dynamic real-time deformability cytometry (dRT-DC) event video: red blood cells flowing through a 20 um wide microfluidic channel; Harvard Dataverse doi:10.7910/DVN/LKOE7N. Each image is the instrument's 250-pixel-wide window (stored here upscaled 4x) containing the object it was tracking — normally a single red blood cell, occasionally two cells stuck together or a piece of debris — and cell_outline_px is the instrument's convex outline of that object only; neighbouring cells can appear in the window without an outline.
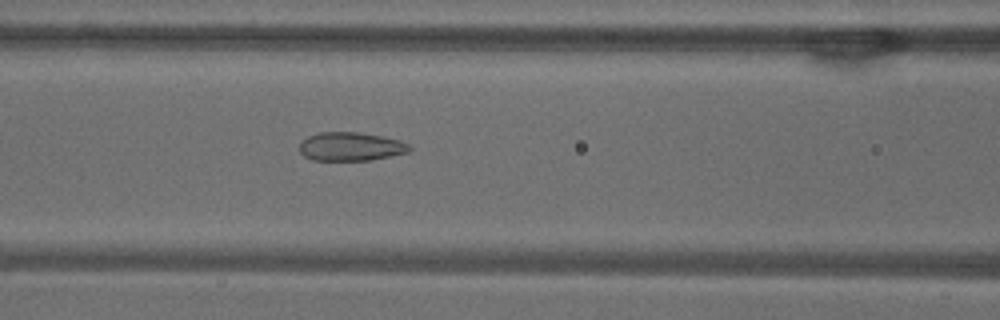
{"species": "common noctule bat (a hibernating species)", "species_latin": "Nyctalus noctula", "temperature_condition": "warm", "stored_images_in_passage": 52, "camera_frame_rate_fps": 3000, "um_per_image_px": 0.085, "animal": {"sex": "male", "body_mass_g": 18.8}, "frame": {"image": 1, "passage_image": 22, "time_ms": 7.0, "image_size_px": [1000, 320], "cell_outline_px": [[412, 148], [408, 152], [372, 160], [312, 160], [304, 156], [300, 152], [300, 140], [308, 136], [320, 132], [356, 132], [380, 136], [400, 140], [408, 144]], "centroid_in_image_um": [29.79, 12.46], "position_along_channel_um": 136.8, "area_um2": 18.32}}
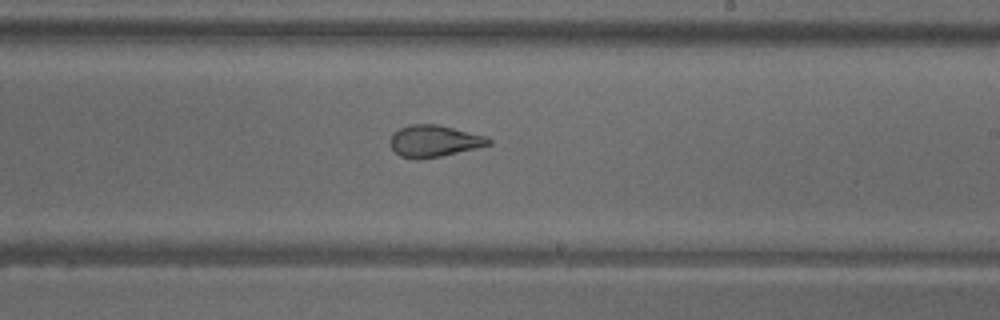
{"frame": {"image": 2, "passage_image": 31, "time_ms": 10.0, "image_size_px": [1000, 320], "cell_outline_px": [[492, 144], [476, 148], [440, 156], [416, 160], [400, 156], [388, 144], [388, 140], [392, 132], [408, 124], [436, 124], [488, 136], [492, 140]], "centroid_in_image_um": [36.86, 11.98], "position_along_channel_um": 252.1, "area_um2": 18.44}}
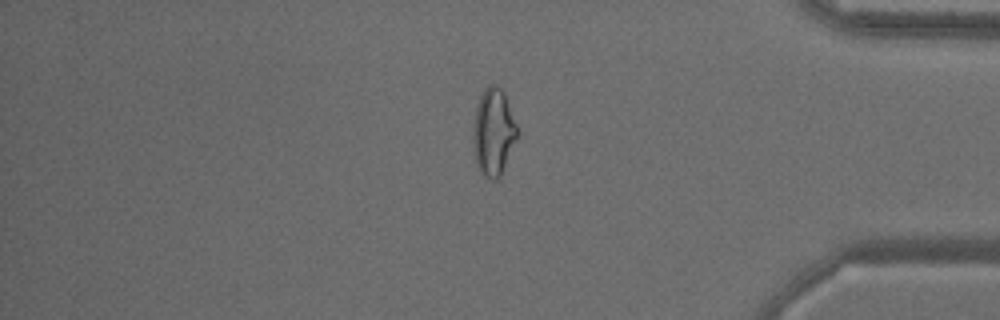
{"frame": {"image": 3, "passage_image": 44, "time_ms": 14.333, "image_size_px": [1000, 320], "cell_outline_px": [[516, 140], [500, 176], [496, 180], [492, 180], [484, 176], [476, 164], [472, 144], [472, 132], [476, 108], [480, 96], [484, 88], [488, 84], [496, 84], [504, 92], [516, 124]], "centroid_in_image_um": [41.91, 11.22], "position_along_channel_um": 393.3, "area_um2": 22.31}, "authors_computed_cell_mechanics": {"area_um2": 22.1952, "velocity_mm_per_s": 3.8488, "shape_relaxation_time_tau1_ms": null, "shape_relaxation_time_tau2_ms": 1.0282, "deformation_change_tau1": null, "deformation_change_tau2": 0.077}}